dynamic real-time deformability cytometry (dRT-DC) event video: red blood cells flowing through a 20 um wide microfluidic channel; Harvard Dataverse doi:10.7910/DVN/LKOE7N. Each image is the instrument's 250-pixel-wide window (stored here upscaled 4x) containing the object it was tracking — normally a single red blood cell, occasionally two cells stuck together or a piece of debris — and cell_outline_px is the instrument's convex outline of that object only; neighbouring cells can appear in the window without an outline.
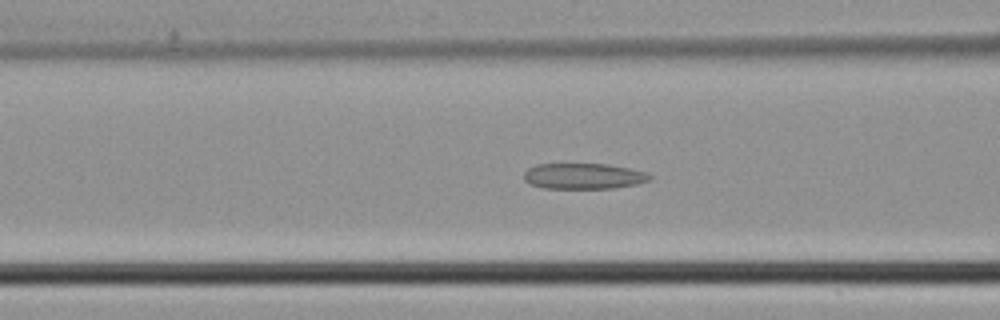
{"species": "common noctule bat (a hibernating species)", "species_latin": "Nyctalus noctula", "temperature_condition": "cold", "stored_images_in_passage": 44, "camera_frame_rate_fps": 3000, "um_per_image_px": 0.085, "animal": {"sex": "male", "body_mass_g": 21.5, "forearm_length_mm": 52.0}, "frame": {"image": 1, "passage_image": 17, "time_ms": 5.333, "image_size_px": [1000, 320], "cell_outline_px": [[652, 180], [636, 184], [616, 188], [544, 188], [528, 184], [524, 180], [524, 172], [528, 168], [536, 164], [608, 164], [628, 168], [644, 172], [652, 176]], "centroid_in_image_um": [49.58, 14.97], "position_along_channel_um": 117.0, "area_um2": 18.96}}
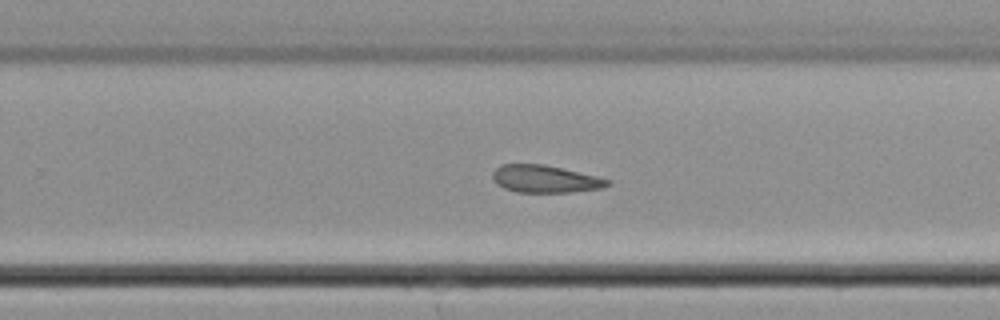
{"frame": {"image": 2, "passage_image": 28, "time_ms": 9.0, "image_size_px": [1000, 320], "cell_outline_px": [[612, 184], [604, 188], [568, 192], [516, 192], [504, 188], [496, 184], [492, 180], [492, 172], [500, 164], [544, 164], [596, 176], [612, 180]], "centroid_in_image_um": [46.33, 15.21], "position_along_channel_um": 283.5, "area_um2": 18.5}}
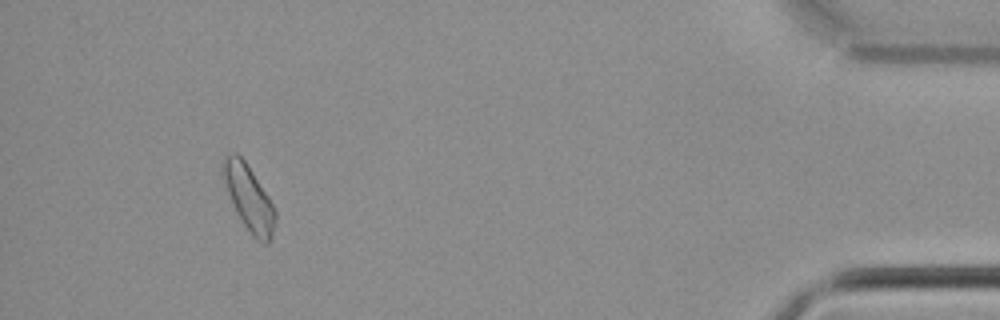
{"frame": {"image": 3, "passage_image": 41, "time_ms": 13.333, "image_size_px": [1000, 320], "cell_outline_px": [[276, 220], [272, 236], [268, 244], [260, 244], [252, 236], [236, 212], [220, 172], [220, 164], [224, 156], [232, 152], [236, 152], [244, 160], [276, 208]], "centroid_in_image_um": [21.14, 16.83], "position_along_channel_um": 414.1, "area_um2": 20.11}}